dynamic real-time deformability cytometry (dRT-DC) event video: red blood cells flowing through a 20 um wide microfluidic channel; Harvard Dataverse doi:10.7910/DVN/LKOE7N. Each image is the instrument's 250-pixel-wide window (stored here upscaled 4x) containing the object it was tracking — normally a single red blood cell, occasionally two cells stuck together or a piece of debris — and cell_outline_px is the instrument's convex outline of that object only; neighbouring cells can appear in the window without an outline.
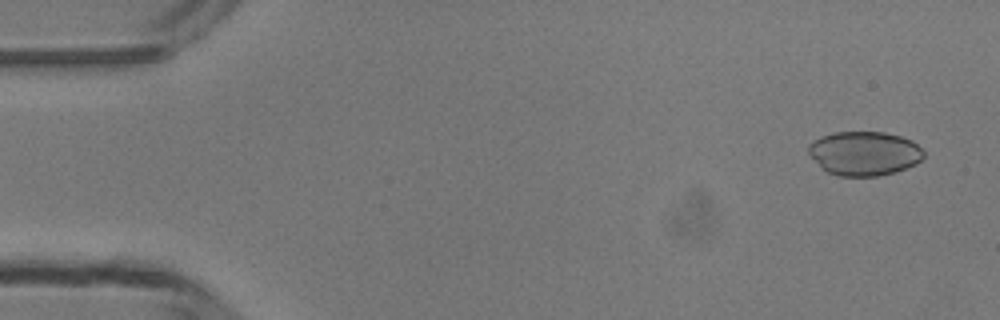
{"species": "common noctule bat (a hibernating species)", "species_latin": "Nyctalus noctula", "temperature_condition": "room temperature", "stored_images_in_passage": 4, "camera_frame_rate_fps": 3000, "um_per_image_px": 0.085, "animal": {"sex": "male", "body_mass_g": 13.3}, "frame": {"image": 1, "passage_image": 1, "time_ms": 0.0, "image_size_px": [1000, 320], "cell_outline_px": [[924, 156], [916, 164], [896, 172], [876, 176], [840, 176], [828, 172], [820, 168], [808, 152], [808, 144], [820, 136], [836, 132], [884, 132], [900, 136], [912, 140], [924, 152]], "centroid_in_image_um": [73.45, 13.04], "position_along_channel_um": 11.6, "area_um2": 29.71}}
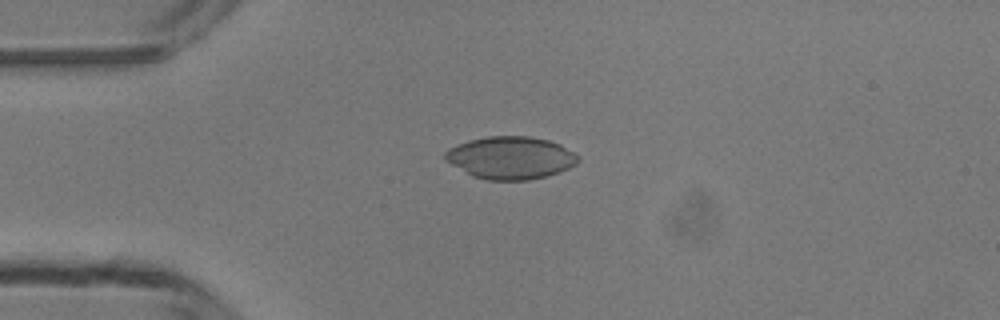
{"frame": {"image": 2, "passage_image": 3, "time_ms": 3.0, "image_size_px": [1000, 320], "cell_outline_px": [[580, 160], [576, 164], [560, 172], [548, 176], [528, 180], [488, 180], [472, 176], [444, 160], [444, 152], [448, 148], [456, 144], [468, 140], [488, 136], [528, 136], [548, 140], [560, 144], [580, 156]], "centroid_in_image_um": [43.39, 13.41], "position_along_channel_um": 41.6, "area_um2": 33.23}}